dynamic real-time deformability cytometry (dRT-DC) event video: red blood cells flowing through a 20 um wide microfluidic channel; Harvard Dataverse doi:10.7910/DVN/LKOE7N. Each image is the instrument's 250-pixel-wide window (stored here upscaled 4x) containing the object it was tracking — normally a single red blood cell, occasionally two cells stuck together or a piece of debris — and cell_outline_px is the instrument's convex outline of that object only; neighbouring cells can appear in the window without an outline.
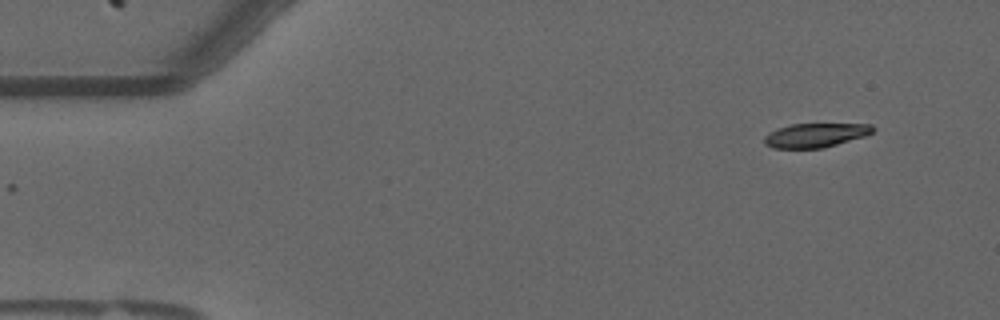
{"species": "common noctule bat (a hibernating species)", "species_latin": "Nyctalus noctula", "temperature_condition": "warm", "stored_images_in_passage": 51, "camera_frame_rate_fps": 3000, "um_per_image_px": 0.085, "animal": {"sex": "male", "forearm_length_mm": 52.5}, "frame": {"image": 1, "passage_image": 1, "time_ms": 0.0, "image_size_px": [1000, 320], "cell_outline_px": [[876, 128], [872, 132], [864, 136], [824, 148], [772, 148], [764, 144], [764, 136], [780, 128], [792, 124], [872, 124]], "centroid_in_image_um": [69.33, 11.5], "position_along_channel_um": 15.7, "area_um2": 15.09}}
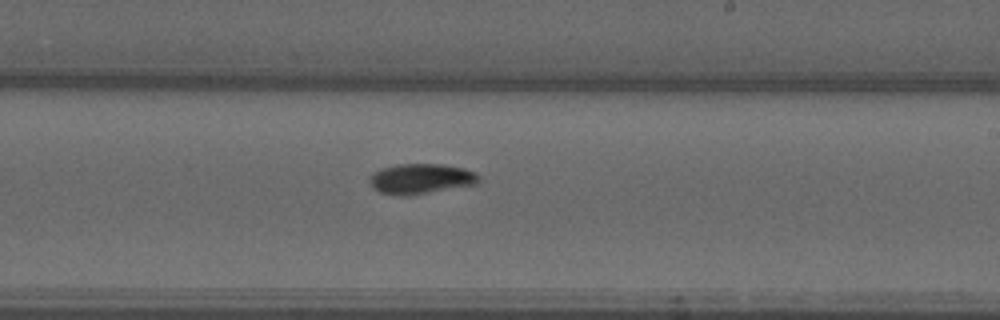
{"frame": {"image": 2, "passage_image": 29, "time_ms": 9.333, "image_size_px": [1000, 320], "cell_outline_px": [[480, 180], [476, 184], [408, 196], [396, 196], [380, 192], [368, 180], [368, 176], [372, 172], [396, 164], [444, 164], [464, 168], [476, 172], [480, 176]], "centroid_in_image_um": [35.78, 15.19], "position_along_channel_um": 253.2, "area_um2": 19.36}}
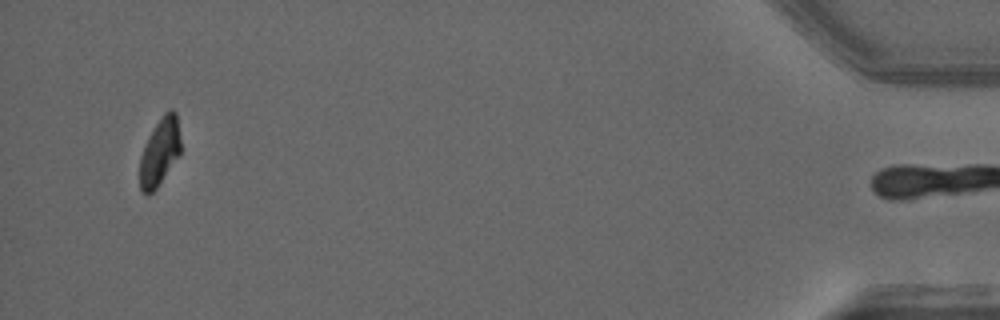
{"frame": {"image": 3, "passage_image": 50, "time_ms": 16.333, "image_size_px": [1000, 320], "cell_outline_px": [[180, 156], [156, 188], [152, 192], [144, 192], [140, 188], [140, 156], [148, 136], [164, 112], [168, 108], [172, 108], [176, 112], [180, 140]], "centroid_in_image_um": [13.59, 12.87], "position_along_channel_um": 421.6, "area_um2": 16.01}, "authors_computed_cell_mechanics": {"area_um2": 17.8024, "velocity_mm_per_s": 3.6285, "shape_relaxation_time_tau1_ms": 4.8281, "shape_relaxation_time_tau2_ms": null, "deformation_change_tau1": 0.1699, "deformation_change_tau2": null}}